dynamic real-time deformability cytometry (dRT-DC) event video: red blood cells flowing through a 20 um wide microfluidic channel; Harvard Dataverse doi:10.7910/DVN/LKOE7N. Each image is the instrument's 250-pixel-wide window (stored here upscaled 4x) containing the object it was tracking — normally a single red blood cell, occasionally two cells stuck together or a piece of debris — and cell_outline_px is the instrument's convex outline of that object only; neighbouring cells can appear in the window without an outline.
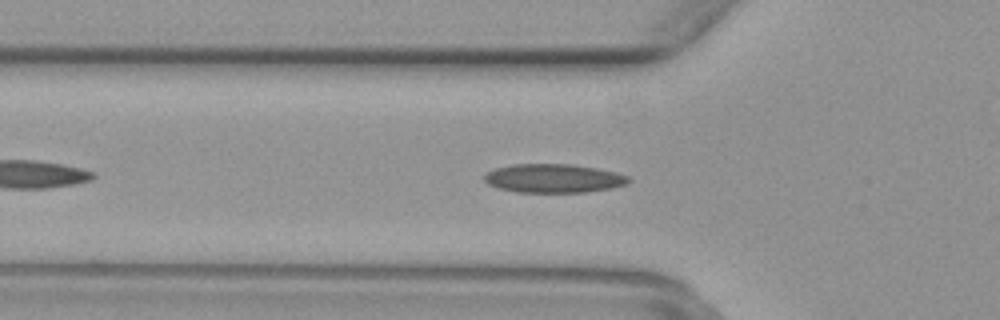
{"species": "common noctule bat (a hibernating species)", "species_latin": "Nyctalus noctula", "temperature_condition": "warm", "stored_images_in_passage": 33, "camera_frame_rate_fps": 3000, "um_per_image_px": 0.085, "animal": {"sex": "female", "body_mass_g": 29.2, "forearm_length_mm": 56.3}, "frame": {"image": 1, "passage_image": 7, "time_ms": 2.0, "image_size_px": [1000, 320], "cell_outline_px": [[632, 180], [628, 184], [612, 188], [584, 192], [516, 192], [500, 188], [488, 184], [484, 180], [484, 176], [488, 172], [496, 168], [512, 164], [572, 164], [596, 168], [616, 172], [628, 176]], "centroid_in_image_um": [47.09, 15.16], "position_along_channel_um": 78.7, "area_um2": 24.16}}
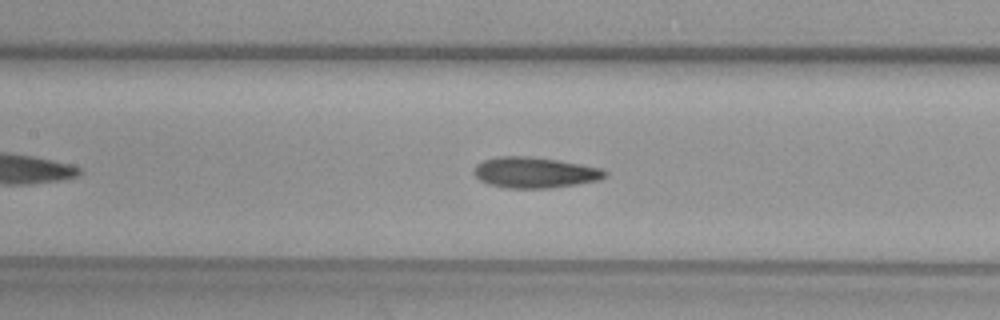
{"frame": {"image": 2, "passage_image": 13, "time_ms": 4.0, "image_size_px": [1000, 320], "cell_outline_px": [[608, 172], [600, 180], [576, 184], [548, 188], [508, 188], [488, 184], [480, 180], [472, 172], [472, 168], [476, 164], [484, 160], [496, 156], [532, 156], [580, 164], [600, 168]], "centroid_in_image_um": [45.4, 14.66], "position_along_channel_um": 162.0, "area_um2": 23.52}}
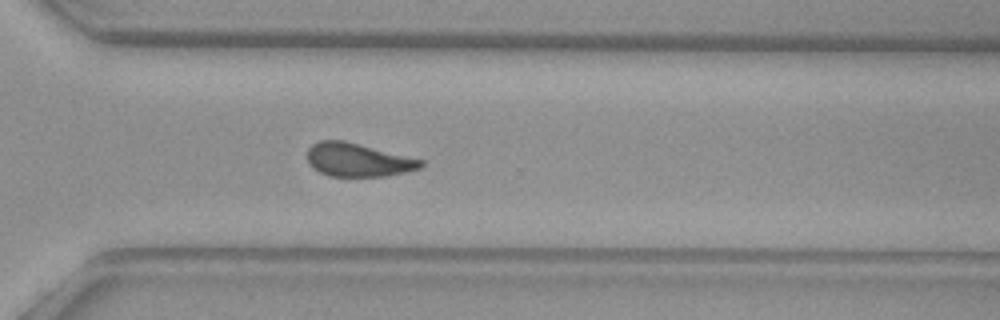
{"frame": {"image": 3, "passage_image": 26, "time_ms": 8.333, "image_size_px": [1000, 320], "cell_outline_px": [[424, 164], [420, 168], [388, 176], [328, 176], [312, 168], [308, 160], [308, 148], [312, 144], [320, 140], [344, 140], [424, 160]], "centroid_in_image_um": [30.42, 13.59], "position_along_channel_um": 340.2, "area_um2": 22.08}}